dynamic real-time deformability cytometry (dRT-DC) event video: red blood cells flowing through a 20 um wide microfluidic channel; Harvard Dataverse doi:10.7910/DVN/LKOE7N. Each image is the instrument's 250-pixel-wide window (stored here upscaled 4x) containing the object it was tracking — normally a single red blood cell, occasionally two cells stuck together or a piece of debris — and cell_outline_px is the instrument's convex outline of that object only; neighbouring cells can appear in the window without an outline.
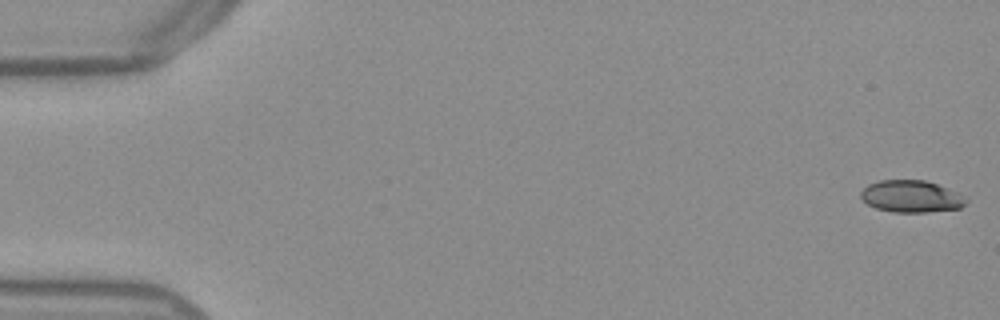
{"species": "Egyptian fruit bat (a non-hibernating species)", "species_latin": "Rousettus aegyptiacus", "temperature_condition": "warm", "stored_images_in_passage": 53, "camera_frame_rate_fps": 3000, "um_per_image_px": 0.085, "frame": {"image": 1, "passage_image": 1, "time_ms": 0.0, "image_size_px": [1000, 320], "cell_outline_px": [[968, 200], [960, 208], [928, 212], [892, 212], [876, 208], [868, 204], [860, 196], [860, 192], [868, 184], [880, 180], [924, 180], [936, 184], [956, 192]], "centroid_in_image_um": [77.42, 16.7], "position_along_channel_um": 7.6, "area_um2": 19.42}}
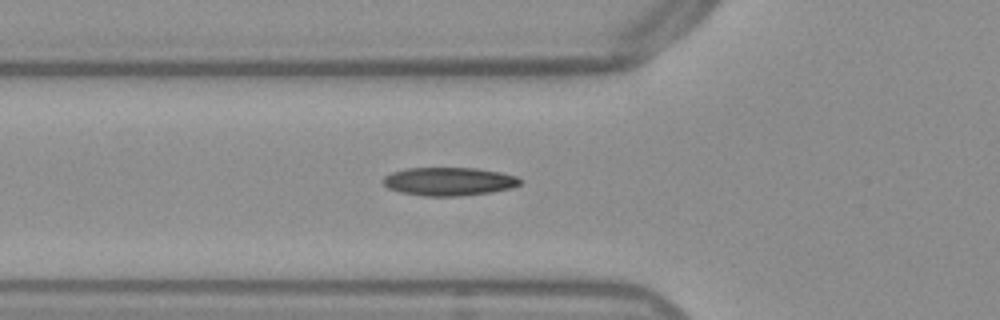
{"frame": {"image": 2, "passage_image": 19, "time_ms": 6.0, "image_size_px": [1000, 320], "cell_outline_px": [[524, 180], [520, 184], [512, 188], [492, 192], [460, 196], [424, 196], [400, 192], [388, 188], [384, 184], [384, 176], [392, 172], [408, 168], [476, 168], [500, 172], [516, 176]], "centroid_in_image_um": [38.2, 15.42], "position_along_channel_um": 87.6, "area_um2": 22.66}}
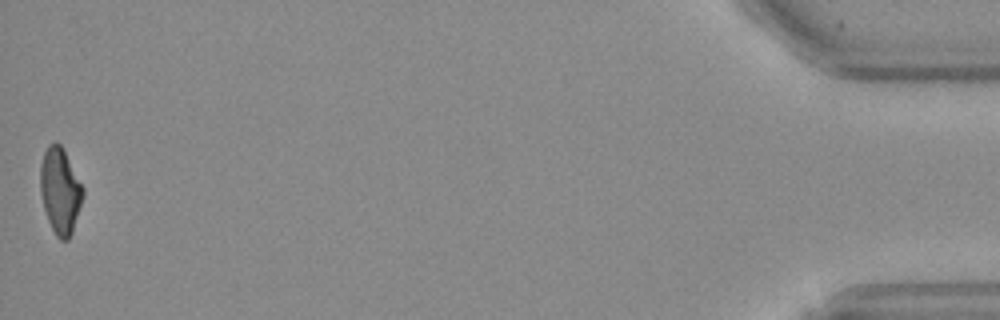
{"frame": {"image": 3, "passage_image": 53, "time_ms": 17.333, "image_size_px": [1000, 320], "cell_outline_px": [[84, 192], [72, 232], [68, 240], [60, 240], [56, 236], [48, 220], [44, 208], [40, 192], [40, 164], [44, 152], [48, 144], [56, 140], [64, 148], [84, 188]], "centroid_in_image_um": [5.1, 16.16], "position_along_channel_um": 430.1, "area_um2": 21.44}, "authors_computed_cell_mechanics": {"area_um2": 21.675, "velocity_mm_per_s": 3.8559, "shape_relaxation_time_tau1_ms": 6.5456, "shape_relaxation_time_tau2_ms": 2.0136, "deformation_change_tau1": 0.2051, "deformation_change_tau2": 0.0829}}